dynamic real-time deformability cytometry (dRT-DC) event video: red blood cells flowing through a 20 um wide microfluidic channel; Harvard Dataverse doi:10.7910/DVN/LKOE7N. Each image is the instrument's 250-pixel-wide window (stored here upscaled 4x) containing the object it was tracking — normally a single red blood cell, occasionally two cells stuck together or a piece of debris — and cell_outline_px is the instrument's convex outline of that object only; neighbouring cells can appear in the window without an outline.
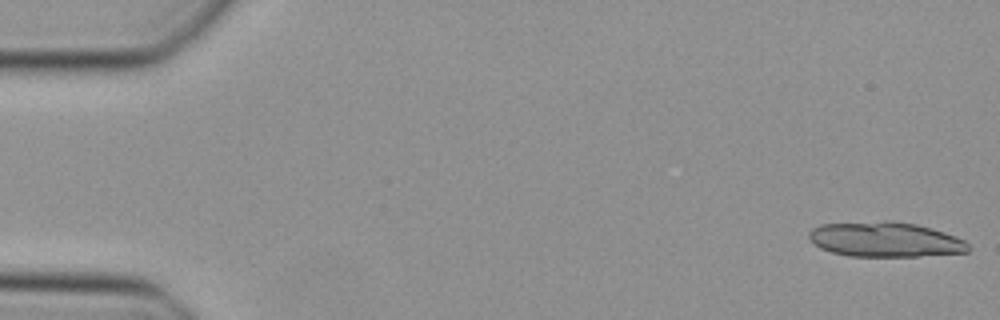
{"species": "Egyptian fruit bat (a non-hibernating species)", "species_latin": "Rousettus aegyptiacus", "temperature_condition": "cold", "stored_images_in_passage": 48, "segment_of_instrument_passage": [1, 2], "camera_frame_rate_fps": 3000, "um_per_image_px": 0.085, "animal": {"sex": "female"}, "frame": {"image": 1, "passage_image": 1, "time_ms": 0.0, "image_size_px": [1000, 320], "cell_outline_px": [[972, 248], [968, 252], [916, 256], [848, 256], [832, 252], [820, 248], [808, 236], [808, 232], [812, 228], [820, 224], [888, 220], [892, 220], [916, 224], [944, 232], [956, 236], [964, 240]], "centroid_in_image_um": [75.25, 20.35], "position_along_channel_um": 9.8, "area_um2": 32.54}}